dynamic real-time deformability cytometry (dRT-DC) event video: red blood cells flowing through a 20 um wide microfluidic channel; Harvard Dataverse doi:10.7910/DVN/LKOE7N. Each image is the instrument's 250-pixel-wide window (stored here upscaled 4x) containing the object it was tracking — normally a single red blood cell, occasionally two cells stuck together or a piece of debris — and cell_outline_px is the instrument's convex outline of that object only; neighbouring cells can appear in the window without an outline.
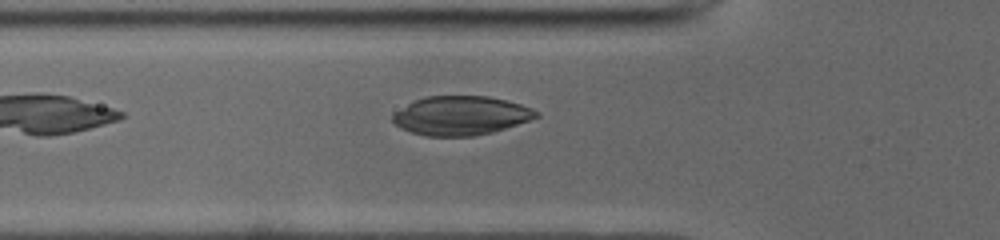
{"species": "common noctule bat (a hibernating species)", "species_latin": "Nyctalus noctula", "temperature_condition": "cold", "stored_images_in_passage": 31, "camera_frame_rate_fps": 3000, "um_per_image_px": 0.085, "animal": {"sex": "male", "body_mass_g": 19.0, "forearm_length_mm": 50.8}, "frame": {"image": 1, "passage_image": 2, "time_ms": 0.333, "image_size_px": [1000, 240], "cell_outline_px": [[540, 116], [492, 132], [476, 136], [424, 136], [400, 128], [392, 120], [392, 116], [396, 112], [408, 104], [416, 100], [428, 96], [488, 96], [520, 104], [532, 108], [540, 112]], "centroid_in_image_um": [39.18, 9.83], "position_along_channel_um": 86.6, "area_um2": 32.31}}
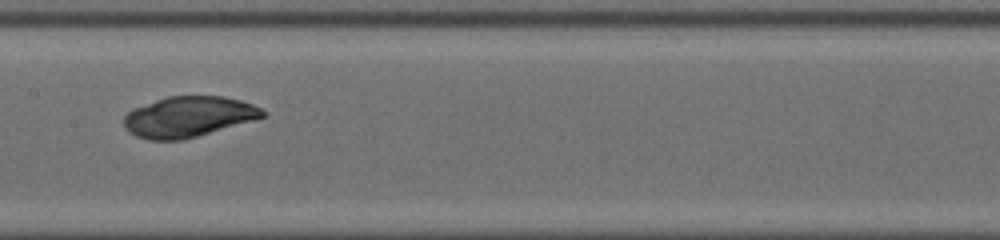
{"frame": {"image": 2, "passage_image": 10, "time_ms": 3.0, "image_size_px": [1000, 240], "cell_outline_px": [[264, 116], [252, 120], [184, 140], [148, 140], [136, 136], [128, 132], [124, 124], [124, 116], [132, 108], [168, 96], [224, 96], [240, 100], [252, 104], [260, 108], [264, 112]], "centroid_in_image_um": [15.96, 9.92], "position_along_channel_um": 191.4, "area_um2": 32.6}}
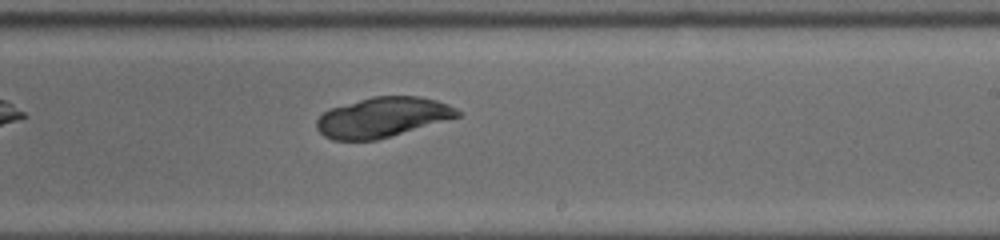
{"frame": {"image": 3, "passage_image": 15, "time_ms": 4.667, "image_size_px": [1000, 240], "cell_outline_px": [[464, 112], [460, 116], [376, 140], [332, 140], [324, 136], [316, 128], [316, 120], [324, 112], [332, 108], [372, 96], [420, 96], [436, 100], [448, 104]], "centroid_in_image_um": [32.52, 9.96], "position_along_channel_um": 256.5, "area_um2": 32.6}}